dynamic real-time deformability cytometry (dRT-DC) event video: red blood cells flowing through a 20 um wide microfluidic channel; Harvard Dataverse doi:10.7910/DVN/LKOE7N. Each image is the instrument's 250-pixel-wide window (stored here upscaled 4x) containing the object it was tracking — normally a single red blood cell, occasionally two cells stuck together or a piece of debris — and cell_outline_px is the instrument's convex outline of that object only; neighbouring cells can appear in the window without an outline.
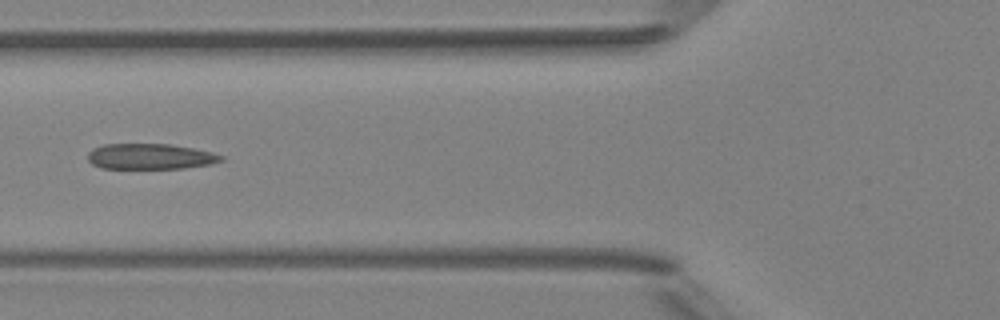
{"species": "Egyptian fruit bat (a non-hibernating species)", "species_latin": "Rousettus aegyptiacus", "temperature_condition": "room temperature", "stored_images_in_passage": 7, "camera_frame_rate_fps": 3000, "um_per_image_px": 0.085, "animal": {"sex": "female"}, "frame": {"image": 1, "passage_image": 6, "time_ms": 6.0, "image_size_px": [1000, 320], "cell_outline_px": [[224, 160], [212, 164], [184, 168], [100, 168], [92, 164], [88, 160], [88, 152], [92, 148], [104, 144], [168, 144], [192, 148], [212, 152], [224, 156]], "centroid_in_image_um": [12.77, 13.3], "position_along_channel_um": 113.0, "area_um2": 19.94}}
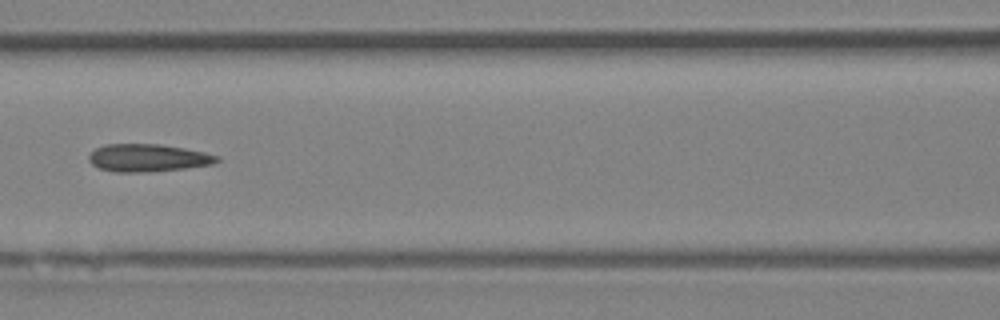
{"frame": {"image": 2, "passage_image": 7, "time_ms": 7.0, "image_size_px": [1000, 320], "cell_outline_px": [[220, 160], [212, 164], [184, 168], [148, 172], [116, 172], [100, 168], [92, 164], [88, 160], [88, 156], [96, 148], [104, 144], [160, 144], [184, 148], [204, 152], [220, 156]], "centroid_in_image_um": [12.57, 13.41], "position_along_channel_um": 154.0, "area_um2": 20.58}}